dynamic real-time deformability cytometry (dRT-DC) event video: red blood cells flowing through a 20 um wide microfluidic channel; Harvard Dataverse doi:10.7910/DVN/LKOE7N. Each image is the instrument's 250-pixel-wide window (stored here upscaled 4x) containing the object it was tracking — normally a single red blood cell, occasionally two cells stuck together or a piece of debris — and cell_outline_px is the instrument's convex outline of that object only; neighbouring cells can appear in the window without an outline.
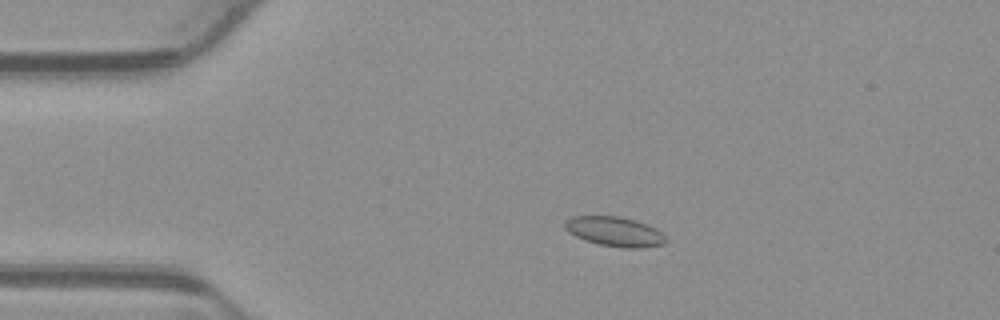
{"species": "common noctule bat (a hibernating species)", "species_latin": "Nyctalus noctula", "temperature_condition": "warm", "stored_images_in_passage": 53, "camera_frame_rate_fps": 3000, "um_per_image_px": 0.085, "animal": {"sex": "male", "body_mass_g": 23.1, "forearm_length_mm": 52.7}, "frame": {"image": 1, "passage_image": 11, "time_ms": 3.333, "image_size_px": [1000, 320], "cell_outline_px": [[668, 240], [664, 244], [644, 248], [624, 248], [600, 244], [584, 240], [568, 232], [564, 228], [564, 220], [572, 216], [620, 216], [636, 220], [656, 228]], "centroid_in_image_um": [52.24, 19.68], "position_along_channel_um": 32.8, "area_um2": 17.57}}
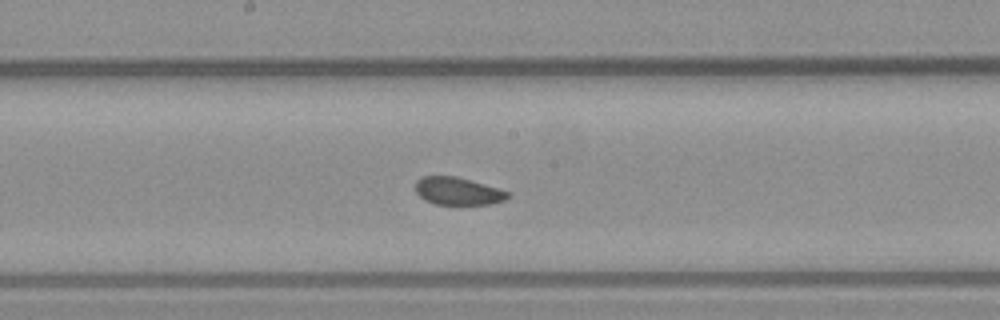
{"frame": {"image": 2, "passage_image": 28, "time_ms": 9.0, "image_size_px": [1000, 320], "cell_outline_px": [[512, 196], [504, 200], [492, 204], [436, 204], [424, 200], [416, 192], [416, 180], [420, 176], [456, 176], [496, 188], [508, 192]], "centroid_in_image_um": [38.89, 16.24], "position_along_channel_um": 209.3, "area_um2": 14.74}}
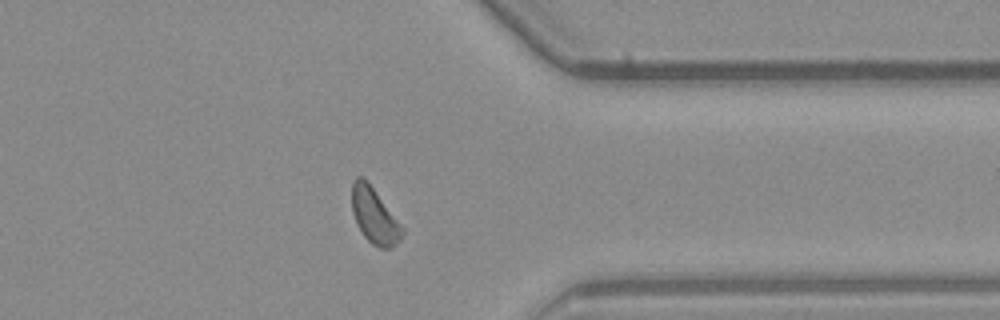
{"frame": {"image": 3, "passage_image": 42, "time_ms": 13.667, "image_size_px": [1000, 320], "cell_outline_px": [[404, 232], [400, 240], [392, 248], [380, 248], [372, 244], [364, 236], [356, 224], [352, 212], [352, 180], [356, 176], [364, 176], [368, 180], [404, 228]], "centroid_in_image_um": [31.82, 18.31], "position_along_channel_um": 379.6, "area_um2": 16.59}, "authors_computed_cell_mechanics": {"area_um2": 16.2996, "velocity_mm_per_s": 3.858, "shape_relaxation_time_tau1_ms": 1.2758, "shape_relaxation_time_tau2_ms": 4.8291, "deformation_change_tau1": 0.0579, "deformation_change_tau2": 0.1083}}